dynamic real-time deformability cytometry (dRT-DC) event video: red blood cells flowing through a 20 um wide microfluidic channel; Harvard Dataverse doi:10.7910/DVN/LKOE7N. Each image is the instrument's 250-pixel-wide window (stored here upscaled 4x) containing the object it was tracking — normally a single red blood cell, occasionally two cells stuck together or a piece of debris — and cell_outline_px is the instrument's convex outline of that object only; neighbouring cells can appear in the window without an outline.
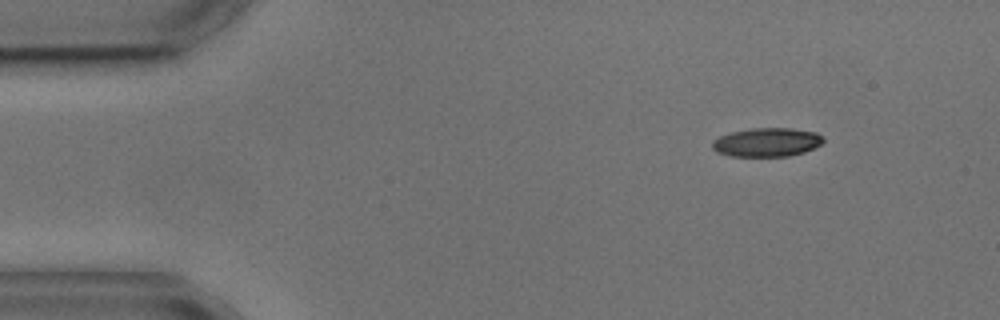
{"species": "common noctule bat (a hibernating species)", "species_latin": "Nyctalus noctula", "temperature_condition": "cold", "stored_images_in_passage": 9, "camera_frame_rate_fps": 3000, "um_per_image_px": 0.085, "animal": {"sex": "male", "body_mass_g": 17.9, "forearm_length_mm": 54.2}, "frame": {"image": 1, "passage_image": 1, "time_ms": 0.0, "image_size_px": [1000, 320], "cell_outline_px": [[824, 140], [820, 144], [804, 152], [788, 156], [732, 156], [716, 152], [712, 148], [712, 140], [720, 136], [732, 132], [752, 128], [792, 128], [816, 132], [824, 136]], "centroid_in_image_um": [65.18, 12.08], "position_along_channel_um": 19.8, "area_um2": 18.61}}
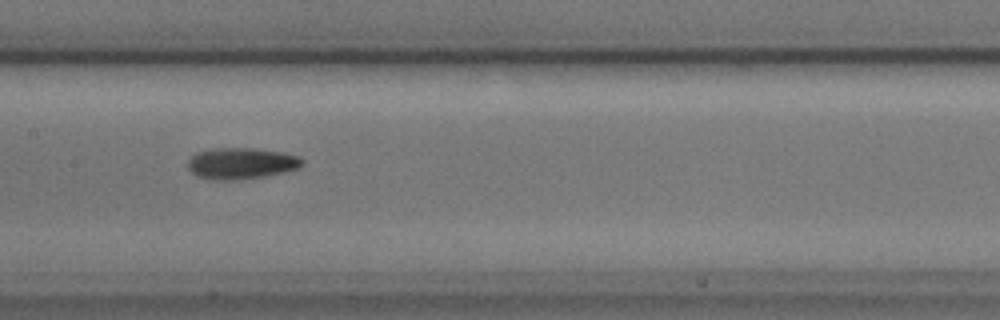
{"frame": {"image": 2, "passage_image": 6, "time_ms": 6.667, "image_size_px": [1000, 320], "cell_outline_px": [[304, 164], [300, 168], [288, 172], [268, 176], [232, 180], [196, 176], [188, 168], [188, 160], [196, 152], [212, 148], [252, 148], [284, 152], [300, 156], [304, 160]], "centroid_in_image_um": [20.59, 13.87], "position_along_channel_um": 186.8, "area_um2": 21.04}}
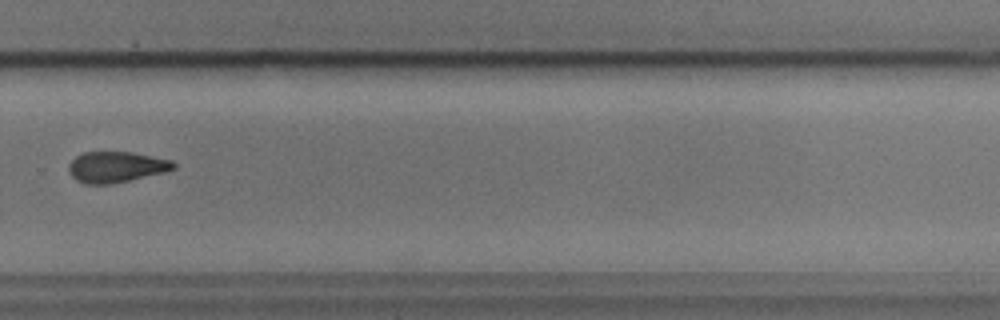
{"frame": {"image": 3, "passage_image": 9, "time_ms": 10.333, "image_size_px": [1000, 320], "cell_outline_px": [[176, 168], [164, 172], [128, 180], [108, 184], [84, 184], [76, 180], [68, 172], [68, 164], [76, 156], [84, 152], [132, 152], [172, 160], [176, 164]], "centroid_in_image_um": [9.85, 14.19], "position_along_channel_um": 320.0, "area_um2": 18.79}}